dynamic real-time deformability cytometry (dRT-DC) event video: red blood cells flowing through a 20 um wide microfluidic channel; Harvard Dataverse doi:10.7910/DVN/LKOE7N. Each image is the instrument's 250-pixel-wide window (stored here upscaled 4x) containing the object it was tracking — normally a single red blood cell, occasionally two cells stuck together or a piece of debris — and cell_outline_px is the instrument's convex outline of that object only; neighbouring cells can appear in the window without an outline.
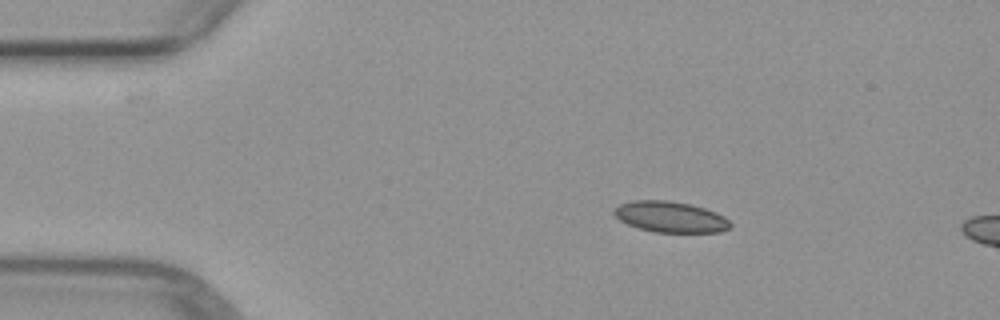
{"species": "common noctule bat (a hibernating species)", "species_latin": "Nyctalus noctula", "temperature_condition": "warm", "stored_images_in_passage": 2, "camera_frame_rate_fps": 3000, "um_per_image_px": 0.085, "animal": {"sex": "female", "body_mass_g": 29.2, "forearm_length_mm": 56.3}, "frame": {"image": 1, "passage_image": 1, "time_ms": 0.0, "image_size_px": [1000, 320], "cell_outline_px": [[732, 224], [728, 228], [720, 232], [656, 232], [640, 228], [628, 224], [620, 220], [612, 212], [620, 204], [632, 200], [668, 200], [692, 204], [716, 212], [724, 216]], "centroid_in_image_um": [56.99, 18.42], "position_along_channel_um": 28.0, "area_um2": 20.87}}